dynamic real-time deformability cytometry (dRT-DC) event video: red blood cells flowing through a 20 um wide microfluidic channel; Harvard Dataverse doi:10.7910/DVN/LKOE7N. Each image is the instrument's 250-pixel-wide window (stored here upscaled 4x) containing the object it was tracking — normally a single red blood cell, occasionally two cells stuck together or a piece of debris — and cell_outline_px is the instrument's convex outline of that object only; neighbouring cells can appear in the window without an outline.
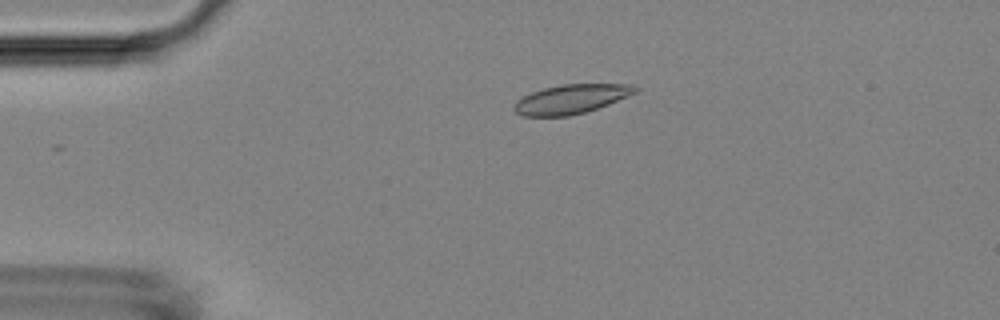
{"species": "Egyptian fruit bat (a non-hibernating species)", "species_latin": "Rousettus aegyptiacus", "temperature_condition": "room temperature", "stored_images_in_passage": 54, "camera_frame_rate_fps": 3000, "um_per_image_px": 0.085, "animal": {"sex": "female"}, "frame": {"image": 1, "passage_image": 12, "time_ms": 3.667, "image_size_px": [1000, 320], "cell_outline_px": [[640, 88], [636, 92], [628, 96], [608, 104], [584, 112], [568, 116], [524, 116], [516, 112], [512, 108], [512, 104], [516, 100], [532, 92], [544, 88], [560, 84], [636, 84]], "centroid_in_image_um": [48.54, 8.41], "position_along_channel_um": 36.5, "area_um2": 20.63}}
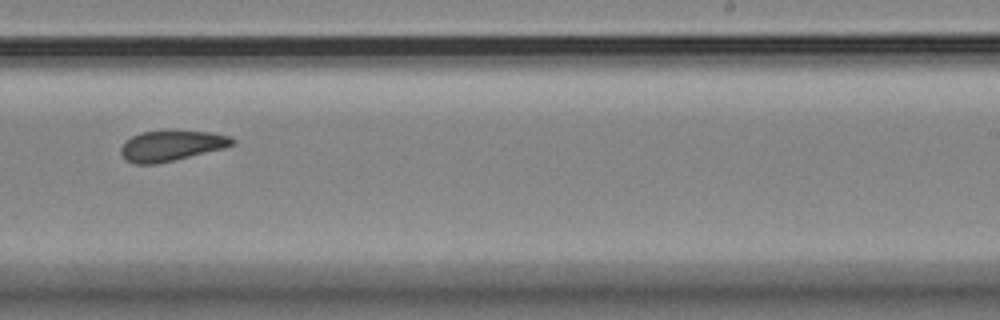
{"frame": {"image": 2, "passage_image": 34, "time_ms": 11.0, "image_size_px": [1000, 320], "cell_outline_px": [[236, 144], [224, 148], [156, 164], [136, 164], [124, 160], [120, 152], [120, 148], [132, 136], [140, 132], [212, 132], [232, 136], [236, 140]], "centroid_in_image_um": [14.59, 12.4], "position_along_channel_um": 274.4, "area_um2": 19.48}}
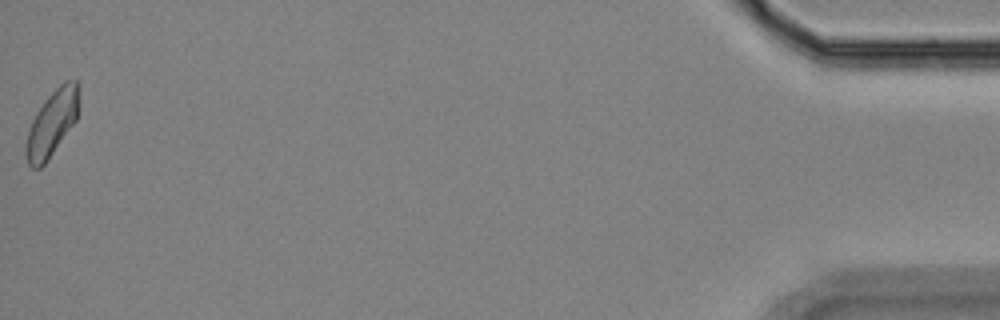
{"frame": {"image": 3, "passage_image": 54, "time_ms": 17.667, "image_size_px": [1000, 320], "cell_outline_px": [[80, 100], [76, 120], [48, 160], [40, 168], [32, 168], [28, 164], [24, 152], [24, 144], [28, 128], [36, 112], [44, 100], [64, 80], [76, 80], [80, 84]], "centroid_in_image_um": [4.42, 10.45], "position_along_channel_um": 430.8, "area_um2": 20.75}, "authors_computed_cell_mechanics": {"area_um2": 20.3745, "velocity_mm_per_s": 3.731, "shape_relaxation_time_tau1_ms": null, "shape_relaxation_time_tau2_ms": 6.2586, "deformation_change_tau1": null, "deformation_change_tau2": 0.1195}}